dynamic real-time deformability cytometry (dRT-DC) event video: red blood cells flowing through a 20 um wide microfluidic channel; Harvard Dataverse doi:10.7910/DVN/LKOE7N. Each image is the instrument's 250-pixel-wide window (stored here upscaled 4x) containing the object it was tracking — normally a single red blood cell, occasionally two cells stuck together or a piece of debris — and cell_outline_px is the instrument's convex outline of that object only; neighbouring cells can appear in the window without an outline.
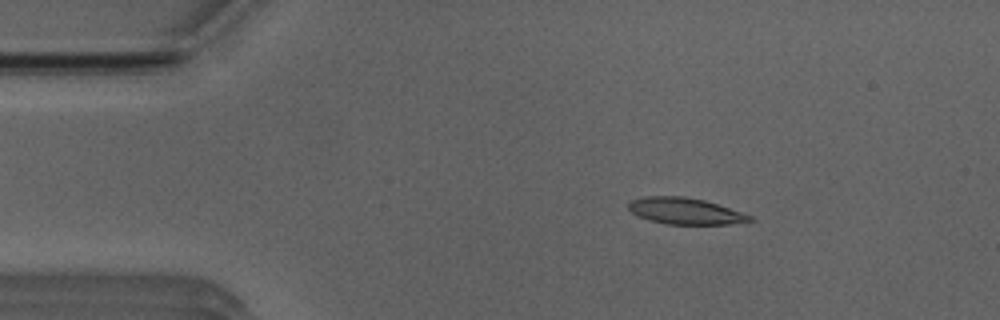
{"species": "Egyptian fruit bat (a non-hibernating species)", "species_latin": "Rousettus aegyptiacus", "temperature_condition": "room temperature", "stored_images_in_passage": 50, "camera_frame_rate_fps": 3000, "um_per_image_px": 0.085, "animal": {"sex": "male"}, "frame": {"image": 1, "passage_image": 7, "time_ms": 2.0, "image_size_px": [1000, 320], "cell_outline_px": [[756, 220], [728, 224], [668, 224], [652, 220], [640, 216], [632, 212], [628, 208], [628, 200], [644, 196], [684, 196], [704, 200], [752, 216]], "centroid_in_image_um": [58.21, 17.93], "position_along_channel_um": 26.8, "area_um2": 18.44}}
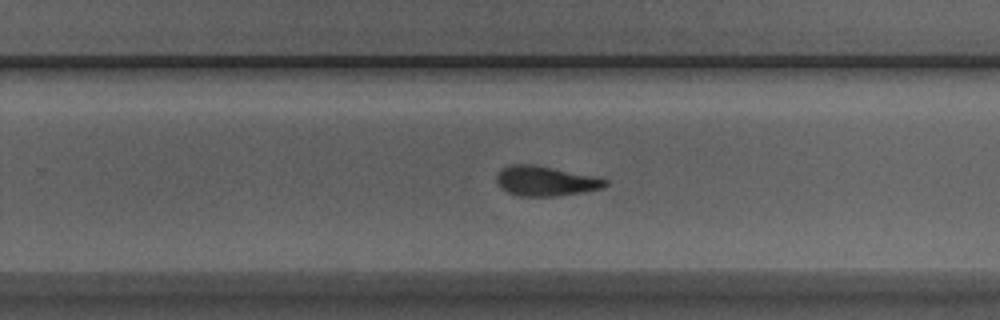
{"frame": {"image": 2, "passage_image": 31, "time_ms": 10.0, "image_size_px": [1000, 320], "cell_outline_px": [[608, 184], [600, 188], [584, 192], [556, 196], [520, 196], [508, 192], [500, 188], [496, 180], [496, 176], [500, 168], [508, 164], [532, 164], [596, 176], [608, 180]], "centroid_in_image_um": [46.34, 15.38], "position_along_channel_um": 283.5, "area_um2": 19.02}}
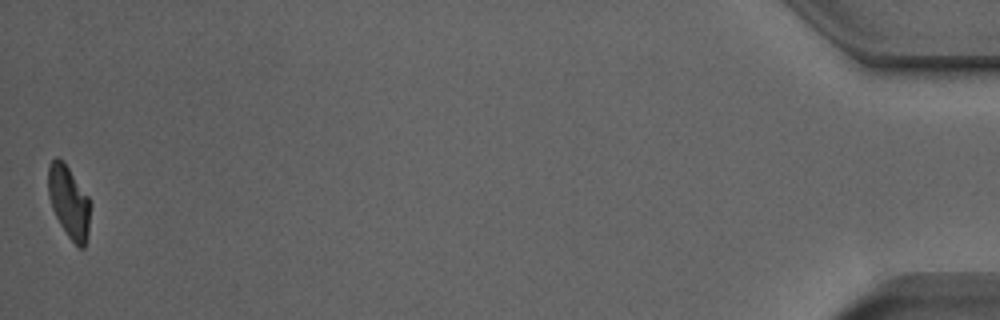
{"frame": {"image": 3, "passage_image": 50, "time_ms": 16.333, "image_size_px": [1000, 320], "cell_outline_px": [[88, 236], [84, 248], [80, 248], [68, 236], [60, 224], [52, 208], [48, 196], [48, 164], [56, 156], [64, 160], [88, 196]], "centroid_in_image_um": [5.82, 17.11], "position_along_channel_um": 429.4, "area_um2": 17.51}, "authors_computed_cell_mechanics": {"area_um2": 19.2185, "velocity_mm_per_s": 3.9265, "shape_relaxation_time_tau1_ms": 4.0057, "shape_relaxation_time_tau2_ms": 3.4438, "deformation_change_tau1": 0.1657, "deformation_change_tau2": 0.1172}}